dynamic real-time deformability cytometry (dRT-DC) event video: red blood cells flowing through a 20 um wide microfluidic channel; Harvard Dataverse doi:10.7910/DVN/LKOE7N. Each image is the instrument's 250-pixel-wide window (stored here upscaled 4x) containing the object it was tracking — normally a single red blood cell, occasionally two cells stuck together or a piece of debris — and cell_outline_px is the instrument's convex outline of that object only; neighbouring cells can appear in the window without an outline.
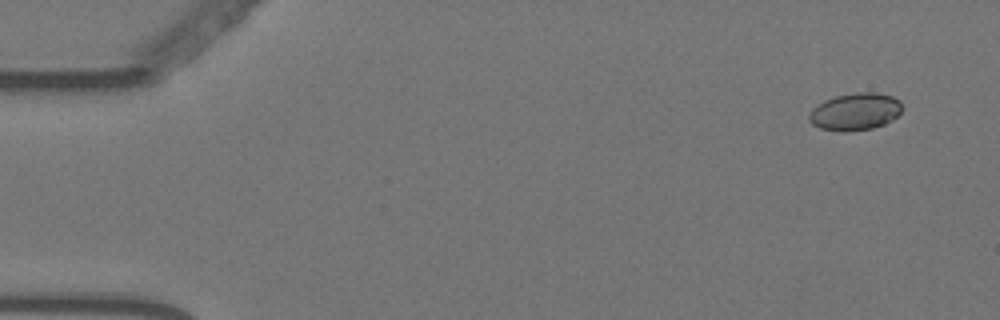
{"species": "Egyptian fruit bat (a non-hibernating species)", "species_latin": "Rousettus aegyptiacus", "temperature_condition": "warm", "stored_images_in_passage": 20, "camera_frame_rate_fps": 3000, "um_per_image_px": 0.085, "animal": {"sex": "female"}, "frame": {"image": 1, "passage_image": 4, "time_ms": 1.0, "image_size_px": [1000, 320], "cell_outline_px": [[904, 108], [892, 120], [884, 124], [872, 128], [848, 132], [844, 132], [820, 128], [812, 124], [808, 120], [808, 116], [812, 108], [824, 100], [836, 96], [856, 92], [876, 92], [892, 96], [900, 100]], "centroid_in_image_um": [72.7, 9.49], "position_along_channel_um": 12.3, "area_um2": 20.4}}
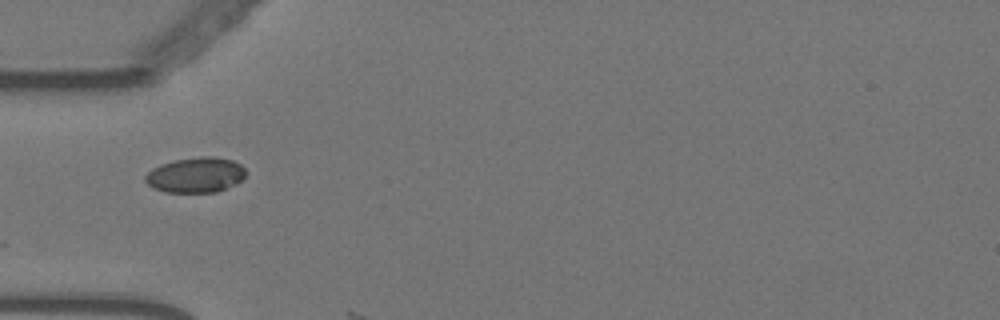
{"frame": {"image": 2, "passage_image": 19, "time_ms": 6.0, "image_size_px": [1000, 320], "cell_outline_px": [[248, 172], [236, 184], [216, 192], [164, 192], [152, 188], [144, 180], [144, 176], [152, 168], [160, 164], [176, 160], [200, 156], [212, 156], [232, 160], [240, 164]], "centroid_in_image_um": [16.62, 14.87], "position_along_channel_um": 68.4, "area_um2": 20.75}}